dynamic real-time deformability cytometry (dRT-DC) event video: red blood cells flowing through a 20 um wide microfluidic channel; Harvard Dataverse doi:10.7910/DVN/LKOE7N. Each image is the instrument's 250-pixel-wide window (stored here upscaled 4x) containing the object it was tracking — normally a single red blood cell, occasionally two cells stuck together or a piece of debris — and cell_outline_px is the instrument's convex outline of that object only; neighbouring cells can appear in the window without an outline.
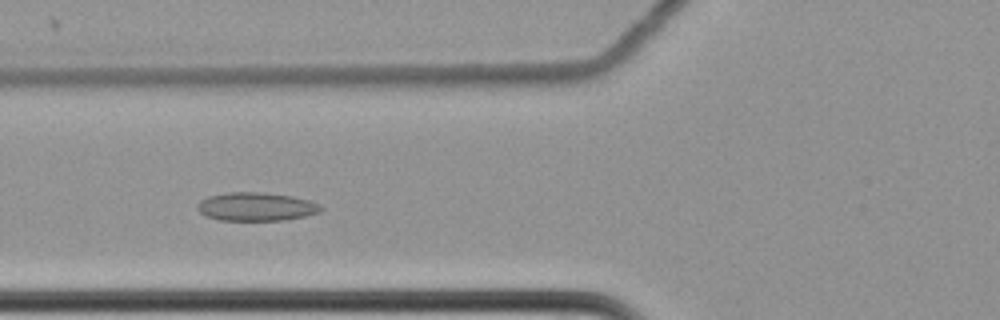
{"species": "common noctule bat (a hibernating species)", "species_latin": "Nyctalus noctula", "temperature_condition": "cold", "stored_images_in_passage": 56, "camera_frame_rate_fps": 3000, "um_per_image_px": 0.085, "animal": {"sex": "female", "body_mass_g": 22.7, "forearm_length_mm": 54.2}, "frame": {"image": 1, "passage_image": 20, "time_ms": 6.333, "image_size_px": [1000, 320], "cell_outline_px": [[324, 208], [320, 212], [304, 216], [284, 220], [220, 220], [208, 216], [200, 212], [196, 208], [196, 204], [200, 200], [208, 196], [228, 192], [264, 192], [292, 196], [308, 200], [320, 204]], "centroid_in_image_um": [21.77, 17.56], "position_along_channel_um": 104.0, "area_um2": 20.52}}
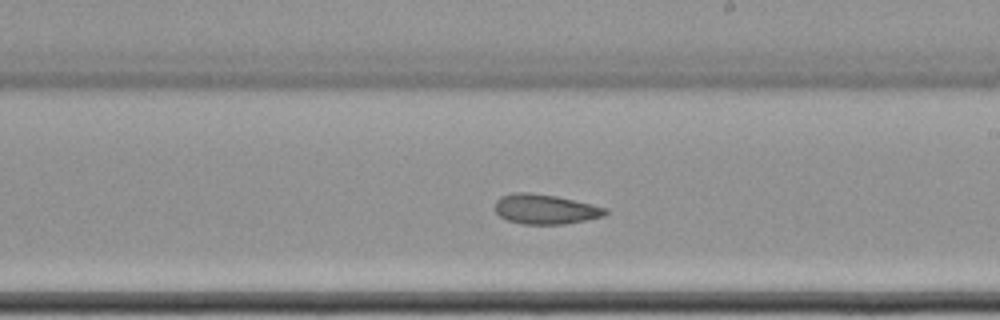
{"frame": {"image": 2, "passage_image": 32, "time_ms": 10.333, "image_size_px": [1000, 320], "cell_outline_px": [[608, 212], [604, 216], [564, 224], [520, 224], [508, 220], [500, 216], [492, 208], [496, 200], [500, 196], [512, 192], [528, 192], [556, 196], [592, 204], [608, 208]], "centroid_in_image_um": [46.3, 17.77], "position_along_channel_um": 242.7, "area_um2": 19.36}}
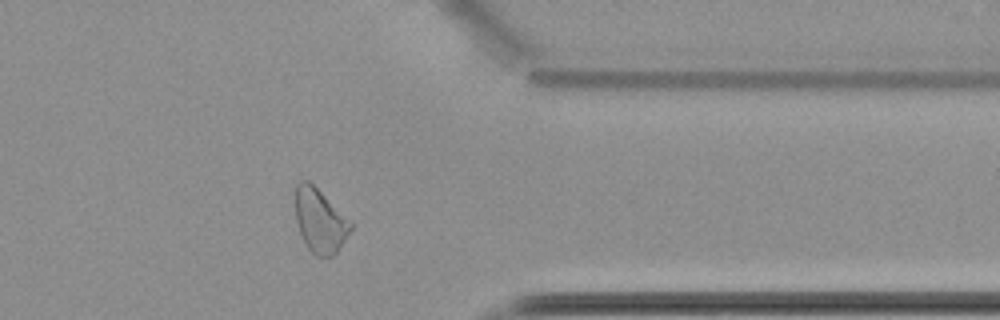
{"frame": {"image": 3, "passage_image": 45, "time_ms": 14.667, "image_size_px": [1000, 320], "cell_outline_px": [[352, 228], [336, 252], [332, 256], [316, 256], [308, 248], [300, 232], [296, 220], [296, 184], [300, 180], [308, 180], [352, 224]], "centroid_in_image_um": [27.16, 18.77], "position_along_channel_um": 384.2, "area_um2": 19.77}, "authors_computed_cell_mechanics": {"area_um2": 21.0681, "velocity_mm_per_s": 3.4689, "shape_relaxation_time_tau1_ms": null, "shape_relaxation_time_tau2_ms": 5.0908, "deformation_change_tau1": null, "deformation_change_tau2": 0.1044}}